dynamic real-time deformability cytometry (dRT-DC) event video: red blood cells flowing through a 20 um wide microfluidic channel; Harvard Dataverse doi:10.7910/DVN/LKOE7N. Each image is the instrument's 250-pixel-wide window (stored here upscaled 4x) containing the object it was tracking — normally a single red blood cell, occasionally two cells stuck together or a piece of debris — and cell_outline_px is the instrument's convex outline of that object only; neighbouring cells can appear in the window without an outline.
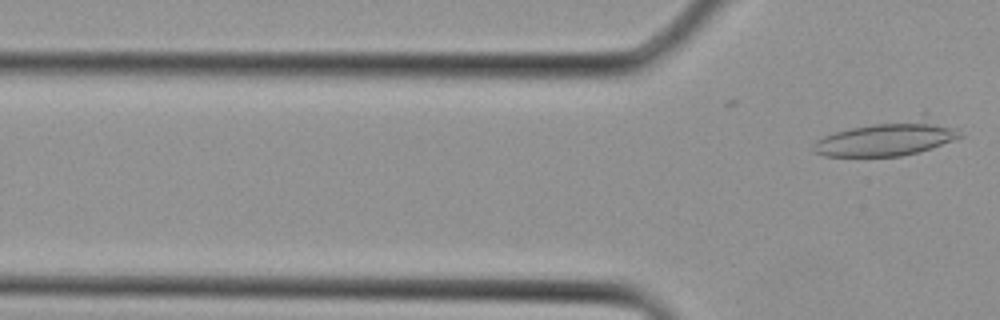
{"species": "Egyptian fruit bat (a non-hibernating species)", "species_latin": "Rousettus aegyptiacus", "temperature_condition": "cold", "stored_images_in_passage": 3, "camera_frame_rate_fps": 3000, "um_per_image_px": 0.085, "animal": {"sex": "female"}, "frame": {"image": 1, "passage_image": 3, "time_ms": 0.667, "image_size_px": [1000, 320], "cell_outline_px": [[964, 136], [920, 152], [900, 156], [824, 156], [812, 152], [812, 144], [816, 140], [824, 136], [836, 132], [852, 128], [924, 112], [928, 112], [956, 128]], "centroid_in_image_um": [75.54, 11.69], "position_along_channel_um": 50.3, "area_um2": 30.75}}